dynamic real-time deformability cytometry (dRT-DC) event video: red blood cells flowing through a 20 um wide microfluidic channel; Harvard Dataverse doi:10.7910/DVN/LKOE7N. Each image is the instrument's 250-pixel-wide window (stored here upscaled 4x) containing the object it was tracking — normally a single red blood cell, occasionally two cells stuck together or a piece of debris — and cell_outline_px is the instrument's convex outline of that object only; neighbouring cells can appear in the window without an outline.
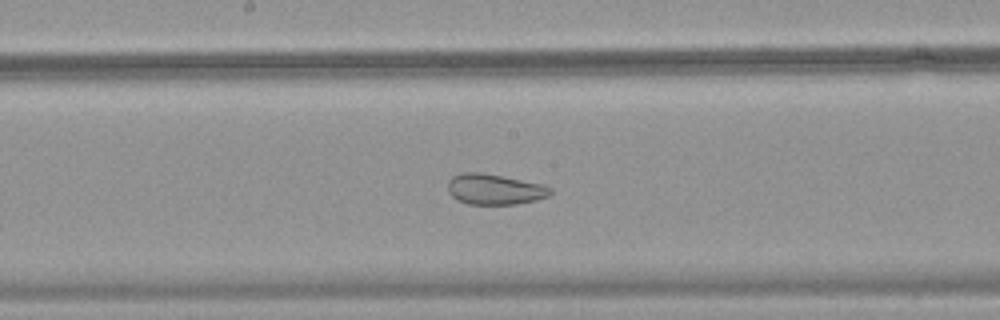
{"species": "common noctule bat (a hibernating species)", "species_latin": "Nyctalus noctula", "temperature_condition": "warm", "stored_images_in_passage": 51, "camera_frame_rate_fps": 3000, "um_per_image_px": 0.085, "animal": {"sex": "female", "body_mass_g": 18.4}, "frame": {"image": 1, "passage_image": 28, "time_ms": 9.0, "image_size_px": [1000, 320], "cell_outline_px": [[552, 192], [548, 196], [536, 200], [516, 204], [468, 204], [456, 200], [448, 192], [448, 180], [452, 176], [464, 172], [480, 172], [504, 176], [544, 184], [552, 188]], "centroid_in_image_um": [42.04, 16.08], "position_along_channel_um": 206.2, "area_um2": 18.5}}
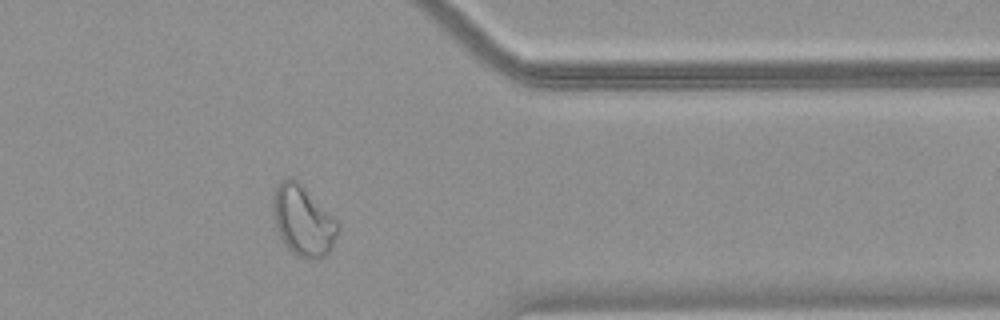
{"frame": {"image": 2, "passage_image": 42, "time_ms": 13.667, "image_size_px": [1000, 320], "cell_outline_px": [[340, 228], [332, 248], [324, 256], [316, 260], [312, 260], [300, 256], [292, 252], [288, 248], [280, 236], [276, 224], [272, 200], [272, 196], [276, 188], [284, 180], [292, 176], [340, 224]], "centroid_in_image_um": [25.78, 18.79], "position_along_channel_um": 385.6, "area_um2": 25.95}}
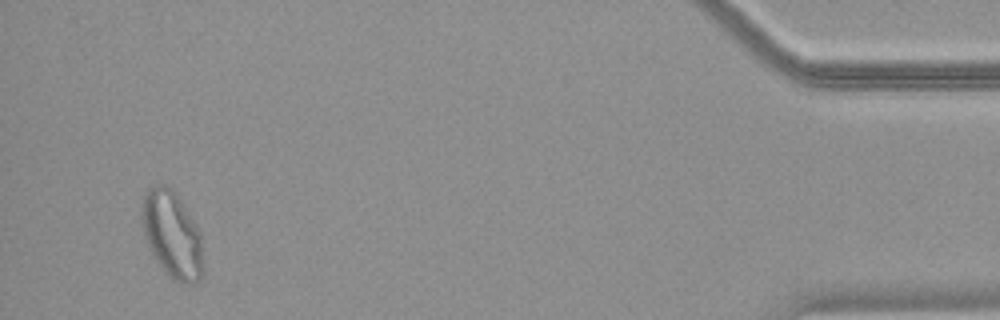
{"frame": {"image": 3, "passage_image": 49, "time_ms": 16.0, "image_size_px": [1000, 320], "cell_outline_px": [[200, 280], [192, 284], [184, 284], [176, 280], [160, 264], [152, 252], [144, 232], [144, 192], [152, 184], [168, 184], [176, 192], [200, 232]], "centroid_in_image_um": [14.63, 19.86], "position_along_channel_um": 420.6, "area_um2": 29.59}}